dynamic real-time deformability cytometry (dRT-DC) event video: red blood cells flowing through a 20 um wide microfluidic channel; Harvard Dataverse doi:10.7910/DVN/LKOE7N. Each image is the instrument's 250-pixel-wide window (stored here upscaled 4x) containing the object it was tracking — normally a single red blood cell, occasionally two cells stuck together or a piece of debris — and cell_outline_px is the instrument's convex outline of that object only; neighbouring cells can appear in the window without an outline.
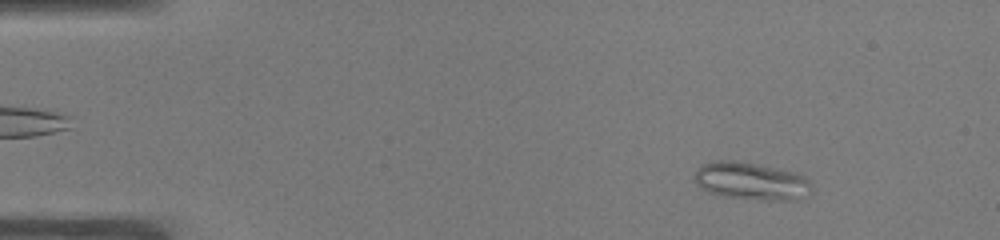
{"species": "common noctule bat (a hibernating species)", "species_latin": "Nyctalus noctula", "temperature_condition": "warm", "stored_images_in_passage": 51, "camera_frame_rate_fps": 3000, "um_per_image_px": 0.085, "animal": {"sex": "male", "body_mass_g": 19.0, "forearm_length_mm": 50.8}, "frame": {"image": 1, "passage_image": 6, "time_ms": 1.667, "image_size_px": [1000, 240], "cell_outline_px": [[812, 192], [808, 196], [796, 200], [768, 200], [724, 196], [708, 192], [700, 188], [696, 184], [696, 168], [704, 164], [720, 160], [728, 160], [752, 164], [792, 172], [804, 176], [808, 180]], "centroid_in_image_um": [63.85, 15.42], "position_along_channel_um": 21.1, "area_um2": 25.14}}
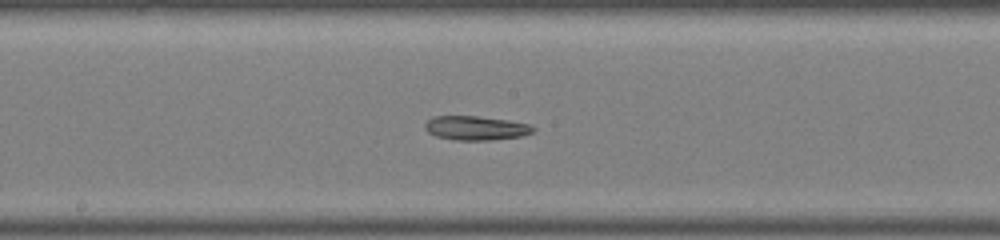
{"frame": {"image": 2, "passage_image": 27, "time_ms": 8.667, "image_size_px": [1000, 240], "cell_outline_px": [[536, 128], [532, 132], [520, 136], [492, 140], [456, 140], [436, 136], [428, 132], [424, 128], [424, 124], [432, 116], [476, 116], [532, 124]], "centroid_in_image_um": [40.43, 10.88], "position_along_channel_um": 207.8, "area_um2": 15.14}}
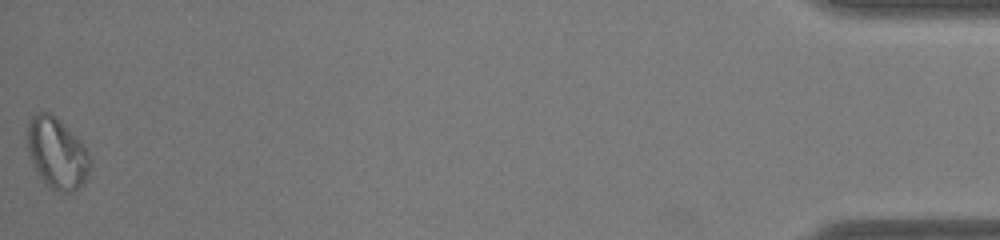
{"frame": {"image": 3, "passage_image": 51, "time_ms": 16.667, "image_size_px": [1000, 240], "cell_outline_px": [[88, 172], [84, 180], [76, 188], [68, 192], [60, 192], [52, 188], [44, 180], [36, 168], [28, 152], [28, 124], [32, 116], [40, 112], [48, 112], [56, 116], [80, 140], [88, 152]], "centroid_in_image_um": [4.83, 12.97], "position_along_channel_um": 430.4, "area_um2": 24.97}}